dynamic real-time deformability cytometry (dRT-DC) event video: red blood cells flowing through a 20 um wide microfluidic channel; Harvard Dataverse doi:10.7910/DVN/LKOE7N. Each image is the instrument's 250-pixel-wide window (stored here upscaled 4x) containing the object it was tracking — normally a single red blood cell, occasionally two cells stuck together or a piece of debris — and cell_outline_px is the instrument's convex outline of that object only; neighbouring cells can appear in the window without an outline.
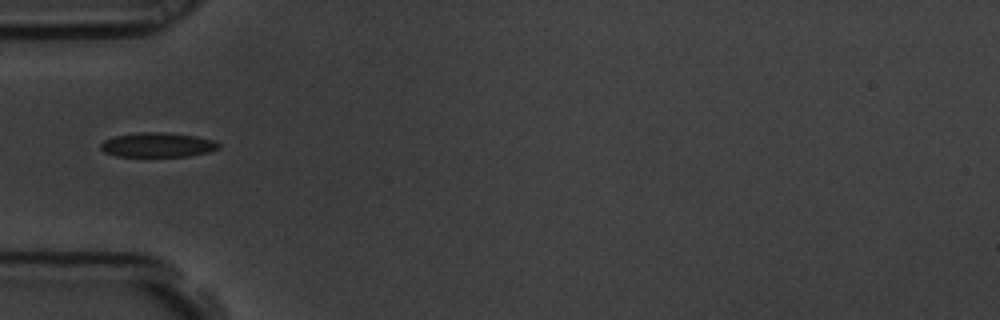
{"species": "common noctule bat (a hibernating species)", "species_latin": "Nyctalus noctula", "temperature_condition": "room temperature", "stored_images_in_passage": 5, "camera_frame_rate_fps": 3000, "um_per_image_px": 0.085, "animal": {"sex": "male", "body_mass_g": 19.5, "forearm_length_mm": 54.6}, "frame": {"image": 1, "passage_image": 1, "time_ms": 0.0, "image_size_px": [1000, 320], "cell_outline_px": [[220, 148], [208, 152], [188, 156], [116, 156], [104, 152], [100, 148], [100, 144], [104, 140], [116, 136], [136, 132], [160, 132], [196, 136], [212, 140], [220, 144]], "centroid_in_image_um": [13.38, 12.31], "position_along_channel_um": 71.6, "area_um2": 16.76}}
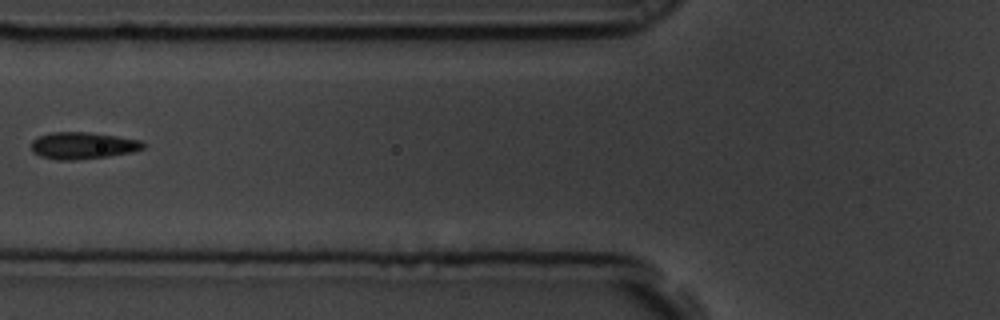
{"frame": {"image": 2, "passage_image": 2, "time_ms": 0.333, "image_size_px": [1000, 320], "cell_outline_px": [[144, 148], [132, 152], [108, 156], [76, 160], [56, 160], [40, 156], [32, 152], [32, 140], [40, 136], [52, 132], [88, 132], [144, 140]], "centroid_in_image_um": [7.05, 12.37], "position_along_channel_um": 118.8, "area_um2": 17.57}}
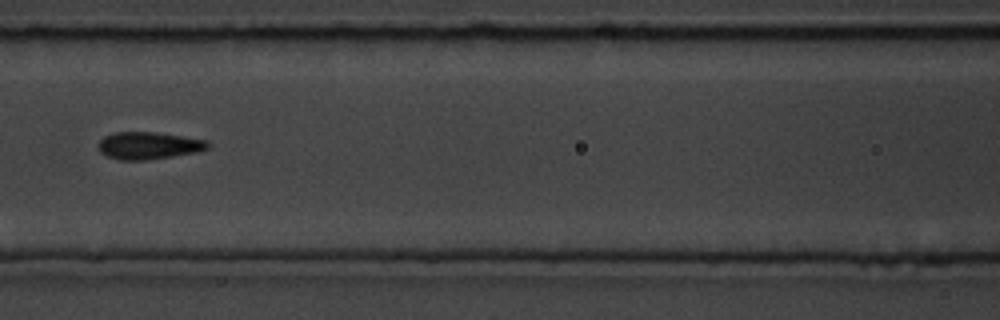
{"frame": {"image": 3, "passage_image": 3, "time_ms": 0.667, "image_size_px": [1000, 320], "cell_outline_px": [[208, 148], [200, 152], [144, 160], [120, 160], [108, 156], [100, 152], [100, 140], [104, 136], [116, 132], [156, 132], [208, 140]], "centroid_in_image_um": [12.66, 12.37], "position_along_channel_um": 153.9, "area_um2": 17.28}}